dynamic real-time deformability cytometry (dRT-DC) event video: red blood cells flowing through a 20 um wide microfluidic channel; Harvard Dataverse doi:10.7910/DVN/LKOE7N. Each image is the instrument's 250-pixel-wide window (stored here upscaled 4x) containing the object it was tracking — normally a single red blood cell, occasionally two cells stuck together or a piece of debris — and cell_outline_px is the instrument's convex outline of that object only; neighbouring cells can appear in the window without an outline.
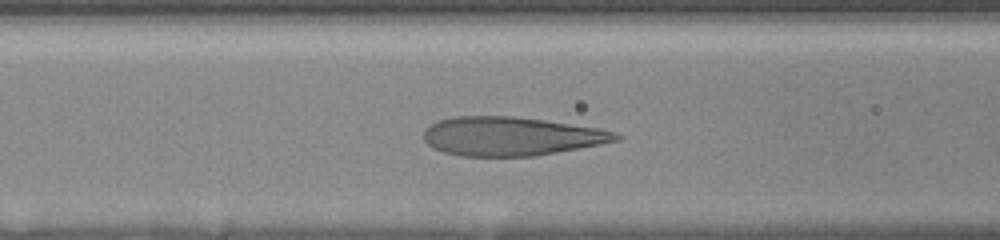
{"species": "human", "species_latin": "Homo sapiens", "temperature_condition": "room temperature", "stored_images_in_passage": 51, "camera_frame_rate_fps": 3000, "um_per_image_px": 0.085, "donor": {"sex": "female"}, "frame": {"image": 1, "passage_image": 27, "time_ms": 5.667, "image_size_px": [1000, 240], "cell_outline_px": [[620, 140], [600, 144], [556, 152], [532, 156], [460, 156], [444, 152], [428, 144], [424, 140], [424, 128], [440, 120], [452, 116], [512, 116], [544, 120], [600, 128], [616, 132], [620, 136]], "centroid_in_image_um": [43.43, 11.57], "position_along_channel_um": 123.2, "area_um2": 43.23}}
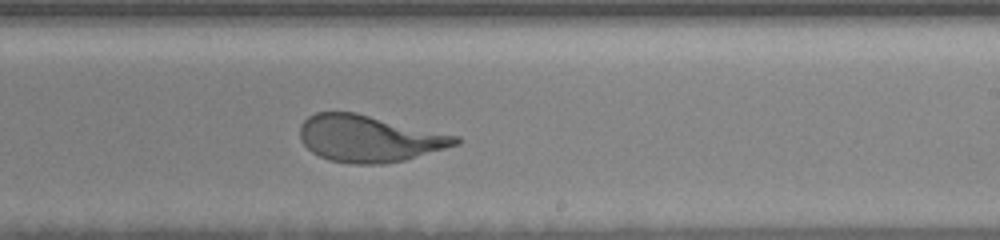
{"frame": {"image": 2, "passage_image": 41, "time_ms": 9.333, "image_size_px": [1000, 240], "cell_outline_px": [[464, 140], [460, 144], [404, 160], [380, 164], [352, 164], [328, 160], [312, 152], [304, 144], [300, 136], [300, 124], [308, 116], [316, 112], [356, 112], [460, 136]], "centroid_in_image_um": [31.4, 11.77], "position_along_channel_um": 257.6, "area_um2": 42.54}}
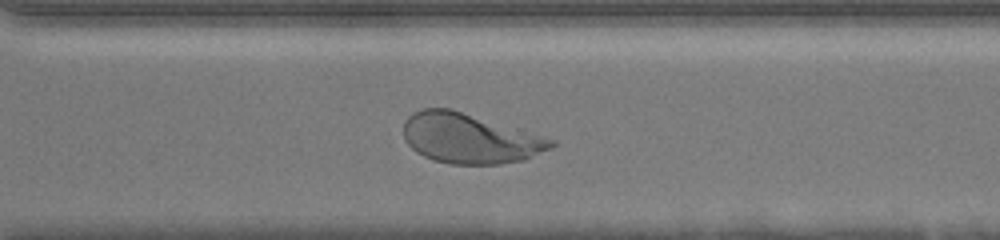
{"frame": {"image": 3, "passage_image": 47, "time_ms": 11.333, "image_size_px": [1000, 240], "cell_outline_px": [[556, 144], [524, 160], [500, 164], [452, 164], [436, 160], [424, 156], [416, 152], [404, 140], [404, 120], [412, 112], [424, 108], [452, 108], [556, 140]], "centroid_in_image_um": [39.89, 11.75], "position_along_channel_um": 330.7, "area_um2": 42.83}}